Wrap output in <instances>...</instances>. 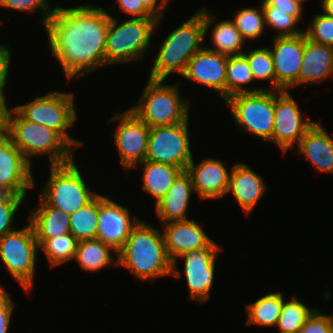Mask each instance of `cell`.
<instances>
[{
    "label": "cell",
    "instance_id": "obj_10",
    "mask_svg": "<svg viewBox=\"0 0 333 333\" xmlns=\"http://www.w3.org/2000/svg\"><path fill=\"white\" fill-rule=\"evenodd\" d=\"M38 250L39 244L30 222L22 229L7 233L0 239V259L27 293L34 287L35 257Z\"/></svg>",
    "mask_w": 333,
    "mask_h": 333
},
{
    "label": "cell",
    "instance_id": "obj_14",
    "mask_svg": "<svg viewBox=\"0 0 333 333\" xmlns=\"http://www.w3.org/2000/svg\"><path fill=\"white\" fill-rule=\"evenodd\" d=\"M222 248L215 241H211L206 247L191 250L180 255L184 258V270L189 291V300L204 303L209 301L214 281L215 262L218 252Z\"/></svg>",
    "mask_w": 333,
    "mask_h": 333
},
{
    "label": "cell",
    "instance_id": "obj_23",
    "mask_svg": "<svg viewBox=\"0 0 333 333\" xmlns=\"http://www.w3.org/2000/svg\"><path fill=\"white\" fill-rule=\"evenodd\" d=\"M296 150L306 157L317 171L333 174V138L321 123L314 122L297 144Z\"/></svg>",
    "mask_w": 333,
    "mask_h": 333
},
{
    "label": "cell",
    "instance_id": "obj_27",
    "mask_svg": "<svg viewBox=\"0 0 333 333\" xmlns=\"http://www.w3.org/2000/svg\"><path fill=\"white\" fill-rule=\"evenodd\" d=\"M111 251L117 253L107 244L98 239L78 241L74 260L80 265L82 270L97 272L109 266L111 263L117 267V259L111 255ZM114 261H116L114 263Z\"/></svg>",
    "mask_w": 333,
    "mask_h": 333
},
{
    "label": "cell",
    "instance_id": "obj_48",
    "mask_svg": "<svg viewBox=\"0 0 333 333\" xmlns=\"http://www.w3.org/2000/svg\"><path fill=\"white\" fill-rule=\"evenodd\" d=\"M320 4L323 13L333 18V0H322Z\"/></svg>",
    "mask_w": 333,
    "mask_h": 333
},
{
    "label": "cell",
    "instance_id": "obj_45",
    "mask_svg": "<svg viewBox=\"0 0 333 333\" xmlns=\"http://www.w3.org/2000/svg\"><path fill=\"white\" fill-rule=\"evenodd\" d=\"M170 0H141L143 5L157 18L162 19L166 5ZM159 2V3H158ZM159 7V8H158Z\"/></svg>",
    "mask_w": 333,
    "mask_h": 333
},
{
    "label": "cell",
    "instance_id": "obj_11",
    "mask_svg": "<svg viewBox=\"0 0 333 333\" xmlns=\"http://www.w3.org/2000/svg\"><path fill=\"white\" fill-rule=\"evenodd\" d=\"M150 127L145 160L187 169L193 155L191 152L188 123Z\"/></svg>",
    "mask_w": 333,
    "mask_h": 333
},
{
    "label": "cell",
    "instance_id": "obj_50",
    "mask_svg": "<svg viewBox=\"0 0 333 333\" xmlns=\"http://www.w3.org/2000/svg\"><path fill=\"white\" fill-rule=\"evenodd\" d=\"M296 1H298L301 5H303L304 1L306 0H296Z\"/></svg>",
    "mask_w": 333,
    "mask_h": 333
},
{
    "label": "cell",
    "instance_id": "obj_13",
    "mask_svg": "<svg viewBox=\"0 0 333 333\" xmlns=\"http://www.w3.org/2000/svg\"><path fill=\"white\" fill-rule=\"evenodd\" d=\"M274 112L272 143L285 154L289 148L295 149L315 121L307 117L305 119L288 90H276Z\"/></svg>",
    "mask_w": 333,
    "mask_h": 333
},
{
    "label": "cell",
    "instance_id": "obj_29",
    "mask_svg": "<svg viewBox=\"0 0 333 333\" xmlns=\"http://www.w3.org/2000/svg\"><path fill=\"white\" fill-rule=\"evenodd\" d=\"M100 194L70 215V234L77 240L96 239Z\"/></svg>",
    "mask_w": 333,
    "mask_h": 333
},
{
    "label": "cell",
    "instance_id": "obj_25",
    "mask_svg": "<svg viewBox=\"0 0 333 333\" xmlns=\"http://www.w3.org/2000/svg\"><path fill=\"white\" fill-rule=\"evenodd\" d=\"M29 221L36 239H51L70 233V215L64 210L46 205L41 199L35 210H30Z\"/></svg>",
    "mask_w": 333,
    "mask_h": 333
},
{
    "label": "cell",
    "instance_id": "obj_3",
    "mask_svg": "<svg viewBox=\"0 0 333 333\" xmlns=\"http://www.w3.org/2000/svg\"><path fill=\"white\" fill-rule=\"evenodd\" d=\"M117 265L125 267L140 281L171 276L172 261L163 233L140 220L132 229L124 247L117 253Z\"/></svg>",
    "mask_w": 333,
    "mask_h": 333
},
{
    "label": "cell",
    "instance_id": "obj_26",
    "mask_svg": "<svg viewBox=\"0 0 333 333\" xmlns=\"http://www.w3.org/2000/svg\"><path fill=\"white\" fill-rule=\"evenodd\" d=\"M137 166H141L142 169V190L155 198V205L166 195L174 179L182 171L170 164L147 160L138 163L135 167Z\"/></svg>",
    "mask_w": 333,
    "mask_h": 333
},
{
    "label": "cell",
    "instance_id": "obj_38",
    "mask_svg": "<svg viewBox=\"0 0 333 333\" xmlns=\"http://www.w3.org/2000/svg\"><path fill=\"white\" fill-rule=\"evenodd\" d=\"M0 6L28 13H33L39 8L43 16L40 21L45 26L56 10V7L50 9L49 0H0Z\"/></svg>",
    "mask_w": 333,
    "mask_h": 333
},
{
    "label": "cell",
    "instance_id": "obj_31",
    "mask_svg": "<svg viewBox=\"0 0 333 333\" xmlns=\"http://www.w3.org/2000/svg\"><path fill=\"white\" fill-rule=\"evenodd\" d=\"M211 40L214 47H209L208 49L219 54L229 57L244 53L242 47L245 44V40L233 20H223L216 23L211 30Z\"/></svg>",
    "mask_w": 333,
    "mask_h": 333
},
{
    "label": "cell",
    "instance_id": "obj_7",
    "mask_svg": "<svg viewBox=\"0 0 333 333\" xmlns=\"http://www.w3.org/2000/svg\"><path fill=\"white\" fill-rule=\"evenodd\" d=\"M74 101L73 93L53 91L43 96H36L32 101L13 108L24 119L54 129L77 149L82 147L83 143L69 136L66 131L77 119Z\"/></svg>",
    "mask_w": 333,
    "mask_h": 333
},
{
    "label": "cell",
    "instance_id": "obj_28",
    "mask_svg": "<svg viewBox=\"0 0 333 333\" xmlns=\"http://www.w3.org/2000/svg\"><path fill=\"white\" fill-rule=\"evenodd\" d=\"M284 303L283 292L269 293L246 305V325L276 326Z\"/></svg>",
    "mask_w": 333,
    "mask_h": 333
},
{
    "label": "cell",
    "instance_id": "obj_41",
    "mask_svg": "<svg viewBox=\"0 0 333 333\" xmlns=\"http://www.w3.org/2000/svg\"><path fill=\"white\" fill-rule=\"evenodd\" d=\"M122 12L129 18H156L141 2V0H116Z\"/></svg>",
    "mask_w": 333,
    "mask_h": 333
},
{
    "label": "cell",
    "instance_id": "obj_18",
    "mask_svg": "<svg viewBox=\"0 0 333 333\" xmlns=\"http://www.w3.org/2000/svg\"><path fill=\"white\" fill-rule=\"evenodd\" d=\"M163 236L167 254L172 261L171 276L179 278L181 271L177 269L178 256L191 250L206 247L211 239L193 218L163 224Z\"/></svg>",
    "mask_w": 333,
    "mask_h": 333
},
{
    "label": "cell",
    "instance_id": "obj_24",
    "mask_svg": "<svg viewBox=\"0 0 333 333\" xmlns=\"http://www.w3.org/2000/svg\"><path fill=\"white\" fill-rule=\"evenodd\" d=\"M333 79V47L315 43L305 35V48L299 73V86Z\"/></svg>",
    "mask_w": 333,
    "mask_h": 333
},
{
    "label": "cell",
    "instance_id": "obj_35",
    "mask_svg": "<svg viewBox=\"0 0 333 333\" xmlns=\"http://www.w3.org/2000/svg\"><path fill=\"white\" fill-rule=\"evenodd\" d=\"M259 10L261 11L259 12ZM233 21L245 41L254 40L261 36L265 26H267L262 5L260 9L252 7L240 9L235 14Z\"/></svg>",
    "mask_w": 333,
    "mask_h": 333
},
{
    "label": "cell",
    "instance_id": "obj_16",
    "mask_svg": "<svg viewBox=\"0 0 333 333\" xmlns=\"http://www.w3.org/2000/svg\"><path fill=\"white\" fill-rule=\"evenodd\" d=\"M31 166L10 136L3 133L0 136V186L25 198L28 189L35 186Z\"/></svg>",
    "mask_w": 333,
    "mask_h": 333
},
{
    "label": "cell",
    "instance_id": "obj_43",
    "mask_svg": "<svg viewBox=\"0 0 333 333\" xmlns=\"http://www.w3.org/2000/svg\"><path fill=\"white\" fill-rule=\"evenodd\" d=\"M262 6H272L278 11L288 13V15L295 16L299 21L303 13V5L296 0H263Z\"/></svg>",
    "mask_w": 333,
    "mask_h": 333
},
{
    "label": "cell",
    "instance_id": "obj_22",
    "mask_svg": "<svg viewBox=\"0 0 333 333\" xmlns=\"http://www.w3.org/2000/svg\"><path fill=\"white\" fill-rule=\"evenodd\" d=\"M195 193L190 174L183 170L174 179L166 195L155 205V215L164 223L188 220L187 209Z\"/></svg>",
    "mask_w": 333,
    "mask_h": 333
},
{
    "label": "cell",
    "instance_id": "obj_6",
    "mask_svg": "<svg viewBox=\"0 0 333 333\" xmlns=\"http://www.w3.org/2000/svg\"><path fill=\"white\" fill-rule=\"evenodd\" d=\"M160 21L157 18H129L119 24L110 15L106 33V66L142 60Z\"/></svg>",
    "mask_w": 333,
    "mask_h": 333
},
{
    "label": "cell",
    "instance_id": "obj_20",
    "mask_svg": "<svg viewBox=\"0 0 333 333\" xmlns=\"http://www.w3.org/2000/svg\"><path fill=\"white\" fill-rule=\"evenodd\" d=\"M186 171L191 176L194 192L201 199H221L228 193L230 172L221 160L209 157L195 165L192 158Z\"/></svg>",
    "mask_w": 333,
    "mask_h": 333
},
{
    "label": "cell",
    "instance_id": "obj_4",
    "mask_svg": "<svg viewBox=\"0 0 333 333\" xmlns=\"http://www.w3.org/2000/svg\"><path fill=\"white\" fill-rule=\"evenodd\" d=\"M5 132L32 164L31 157L47 154L50 165H63L74 160L75 150L57 131L24 119L14 108H7Z\"/></svg>",
    "mask_w": 333,
    "mask_h": 333
},
{
    "label": "cell",
    "instance_id": "obj_17",
    "mask_svg": "<svg viewBox=\"0 0 333 333\" xmlns=\"http://www.w3.org/2000/svg\"><path fill=\"white\" fill-rule=\"evenodd\" d=\"M129 208L100 194V209L96 239L110 246L118 253L128 239L133 227L140 219H130Z\"/></svg>",
    "mask_w": 333,
    "mask_h": 333
},
{
    "label": "cell",
    "instance_id": "obj_46",
    "mask_svg": "<svg viewBox=\"0 0 333 333\" xmlns=\"http://www.w3.org/2000/svg\"><path fill=\"white\" fill-rule=\"evenodd\" d=\"M7 102L0 100V136L5 133Z\"/></svg>",
    "mask_w": 333,
    "mask_h": 333
},
{
    "label": "cell",
    "instance_id": "obj_34",
    "mask_svg": "<svg viewBox=\"0 0 333 333\" xmlns=\"http://www.w3.org/2000/svg\"><path fill=\"white\" fill-rule=\"evenodd\" d=\"M249 64L255 80H270L269 90H276V75L274 61L269 48H256L242 54Z\"/></svg>",
    "mask_w": 333,
    "mask_h": 333
},
{
    "label": "cell",
    "instance_id": "obj_51",
    "mask_svg": "<svg viewBox=\"0 0 333 333\" xmlns=\"http://www.w3.org/2000/svg\"><path fill=\"white\" fill-rule=\"evenodd\" d=\"M278 333H291V332H282V331H279Z\"/></svg>",
    "mask_w": 333,
    "mask_h": 333
},
{
    "label": "cell",
    "instance_id": "obj_5",
    "mask_svg": "<svg viewBox=\"0 0 333 333\" xmlns=\"http://www.w3.org/2000/svg\"><path fill=\"white\" fill-rule=\"evenodd\" d=\"M148 79L138 103L130 110L149 127L170 126L189 118L190 100L179 92V83Z\"/></svg>",
    "mask_w": 333,
    "mask_h": 333
},
{
    "label": "cell",
    "instance_id": "obj_30",
    "mask_svg": "<svg viewBox=\"0 0 333 333\" xmlns=\"http://www.w3.org/2000/svg\"><path fill=\"white\" fill-rule=\"evenodd\" d=\"M254 82L252 71L243 55L229 56L226 68V99L240 93H255L268 88L247 89L244 85Z\"/></svg>",
    "mask_w": 333,
    "mask_h": 333
},
{
    "label": "cell",
    "instance_id": "obj_42",
    "mask_svg": "<svg viewBox=\"0 0 333 333\" xmlns=\"http://www.w3.org/2000/svg\"><path fill=\"white\" fill-rule=\"evenodd\" d=\"M5 289H0V333H8L14 303Z\"/></svg>",
    "mask_w": 333,
    "mask_h": 333
},
{
    "label": "cell",
    "instance_id": "obj_49",
    "mask_svg": "<svg viewBox=\"0 0 333 333\" xmlns=\"http://www.w3.org/2000/svg\"><path fill=\"white\" fill-rule=\"evenodd\" d=\"M330 320H331V333H333V314L330 315Z\"/></svg>",
    "mask_w": 333,
    "mask_h": 333
},
{
    "label": "cell",
    "instance_id": "obj_2",
    "mask_svg": "<svg viewBox=\"0 0 333 333\" xmlns=\"http://www.w3.org/2000/svg\"><path fill=\"white\" fill-rule=\"evenodd\" d=\"M217 19L212 13L209 14L205 7L171 31L158 48L148 78L165 80L174 72L183 76L189 60L204 47V37Z\"/></svg>",
    "mask_w": 333,
    "mask_h": 333
},
{
    "label": "cell",
    "instance_id": "obj_15",
    "mask_svg": "<svg viewBox=\"0 0 333 333\" xmlns=\"http://www.w3.org/2000/svg\"><path fill=\"white\" fill-rule=\"evenodd\" d=\"M270 48L276 75V90L299 87V73L305 48V33L274 37Z\"/></svg>",
    "mask_w": 333,
    "mask_h": 333
},
{
    "label": "cell",
    "instance_id": "obj_19",
    "mask_svg": "<svg viewBox=\"0 0 333 333\" xmlns=\"http://www.w3.org/2000/svg\"><path fill=\"white\" fill-rule=\"evenodd\" d=\"M227 63L228 56L203 47L189 60L183 77L214 90L225 101Z\"/></svg>",
    "mask_w": 333,
    "mask_h": 333
},
{
    "label": "cell",
    "instance_id": "obj_1",
    "mask_svg": "<svg viewBox=\"0 0 333 333\" xmlns=\"http://www.w3.org/2000/svg\"><path fill=\"white\" fill-rule=\"evenodd\" d=\"M110 14L91 4L56 7L45 31L49 48L68 81L106 66V33Z\"/></svg>",
    "mask_w": 333,
    "mask_h": 333
},
{
    "label": "cell",
    "instance_id": "obj_47",
    "mask_svg": "<svg viewBox=\"0 0 333 333\" xmlns=\"http://www.w3.org/2000/svg\"><path fill=\"white\" fill-rule=\"evenodd\" d=\"M25 200L24 197L13 194L8 188L0 186V201Z\"/></svg>",
    "mask_w": 333,
    "mask_h": 333
},
{
    "label": "cell",
    "instance_id": "obj_12",
    "mask_svg": "<svg viewBox=\"0 0 333 333\" xmlns=\"http://www.w3.org/2000/svg\"><path fill=\"white\" fill-rule=\"evenodd\" d=\"M117 121L114 129V143L123 169L129 171L138 163L144 162L147 153L150 127L141 121L130 109L116 113L109 122Z\"/></svg>",
    "mask_w": 333,
    "mask_h": 333
},
{
    "label": "cell",
    "instance_id": "obj_8",
    "mask_svg": "<svg viewBox=\"0 0 333 333\" xmlns=\"http://www.w3.org/2000/svg\"><path fill=\"white\" fill-rule=\"evenodd\" d=\"M49 173L40 195V199L48 206L71 215L98 194L87 187L75 160L63 165H50Z\"/></svg>",
    "mask_w": 333,
    "mask_h": 333
},
{
    "label": "cell",
    "instance_id": "obj_39",
    "mask_svg": "<svg viewBox=\"0 0 333 333\" xmlns=\"http://www.w3.org/2000/svg\"><path fill=\"white\" fill-rule=\"evenodd\" d=\"M24 200L0 201V239L7 233L14 231L13 219L20 204Z\"/></svg>",
    "mask_w": 333,
    "mask_h": 333
},
{
    "label": "cell",
    "instance_id": "obj_32",
    "mask_svg": "<svg viewBox=\"0 0 333 333\" xmlns=\"http://www.w3.org/2000/svg\"><path fill=\"white\" fill-rule=\"evenodd\" d=\"M298 300L297 296H292L289 301H285L278 318L276 326L279 331L299 333L300 329L304 326L307 319L317 308H309Z\"/></svg>",
    "mask_w": 333,
    "mask_h": 333
},
{
    "label": "cell",
    "instance_id": "obj_33",
    "mask_svg": "<svg viewBox=\"0 0 333 333\" xmlns=\"http://www.w3.org/2000/svg\"><path fill=\"white\" fill-rule=\"evenodd\" d=\"M51 267L75 258L78 241L69 233L51 239H36Z\"/></svg>",
    "mask_w": 333,
    "mask_h": 333
},
{
    "label": "cell",
    "instance_id": "obj_37",
    "mask_svg": "<svg viewBox=\"0 0 333 333\" xmlns=\"http://www.w3.org/2000/svg\"><path fill=\"white\" fill-rule=\"evenodd\" d=\"M304 33L315 43L333 47V18L324 13L316 14Z\"/></svg>",
    "mask_w": 333,
    "mask_h": 333
},
{
    "label": "cell",
    "instance_id": "obj_21",
    "mask_svg": "<svg viewBox=\"0 0 333 333\" xmlns=\"http://www.w3.org/2000/svg\"><path fill=\"white\" fill-rule=\"evenodd\" d=\"M265 191L266 184L262 176L245 163L234 164L230 171L228 194L229 192L233 194L246 215L254 210Z\"/></svg>",
    "mask_w": 333,
    "mask_h": 333
},
{
    "label": "cell",
    "instance_id": "obj_44",
    "mask_svg": "<svg viewBox=\"0 0 333 333\" xmlns=\"http://www.w3.org/2000/svg\"><path fill=\"white\" fill-rule=\"evenodd\" d=\"M12 53L5 44H0V100L7 102L4 90L9 76L10 62Z\"/></svg>",
    "mask_w": 333,
    "mask_h": 333
},
{
    "label": "cell",
    "instance_id": "obj_36",
    "mask_svg": "<svg viewBox=\"0 0 333 333\" xmlns=\"http://www.w3.org/2000/svg\"><path fill=\"white\" fill-rule=\"evenodd\" d=\"M265 14V24L277 31L274 37L297 36L304 33L303 30L296 29V24L300 21L288 13L278 11L272 6H262Z\"/></svg>",
    "mask_w": 333,
    "mask_h": 333
},
{
    "label": "cell",
    "instance_id": "obj_40",
    "mask_svg": "<svg viewBox=\"0 0 333 333\" xmlns=\"http://www.w3.org/2000/svg\"><path fill=\"white\" fill-rule=\"evenodd\" d=\"M299 333H331L330 315L320 313L317 308L307 319Z\"/></svg>",
    "mask_w": 333,
    "mask_h": 333
},
{
    "label": "cell",
    "instance_id": "obj_9",
    "mask_svg": "<svg viewBox=\"0 0 333 333\" xmlns=\"http://www.w3.org/2000/svg\"><path fill=\"white\" fill-rule=\"evenodd\" d=\"M276 90L240 93L224 102L235 123L245 132L272 143Z\"/></svg>",
    "mask_w": 333,
    "mask_h": 333
}]
</instances>
